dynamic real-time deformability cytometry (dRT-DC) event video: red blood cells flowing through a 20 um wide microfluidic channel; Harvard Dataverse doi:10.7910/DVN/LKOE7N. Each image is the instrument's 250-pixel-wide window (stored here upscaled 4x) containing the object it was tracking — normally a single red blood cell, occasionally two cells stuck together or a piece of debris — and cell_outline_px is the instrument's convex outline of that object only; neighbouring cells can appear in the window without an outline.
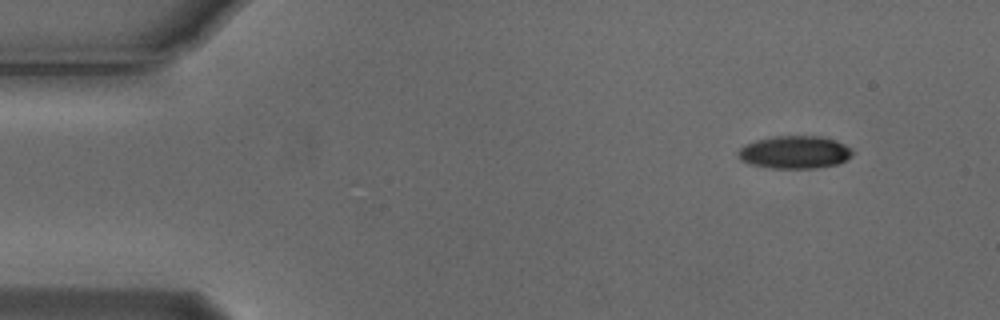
{"species": "Egyptian fruit bat (a non-hibernating species)", "species_latin": "Rousettus aegyptiacus", "temperature_condition": "cold", "stored_images_in_passage": 5, "camera_frame_rate_fps": 3000, "um_per_image_px": 0.085, "animal": {"sex": "male"}, "frame": {"image": 1, "passage_image": 1, "time_ms": 0.0, "image_size_px": [1000, 320], "cell_outline_px": [[852, 156], [840, 164], [816, 168], [772, 168], [748, 164], [740, 160], [736, 156], [736, 152], [744, 144], [756, 140], [772, 136], [820, 136], [836, 140], [844, 144], [852, 152]], "centroid_in_image_um": [67.5, 12.94], "position_along_channel_um": 17.5, "area_um2": 22.08}}
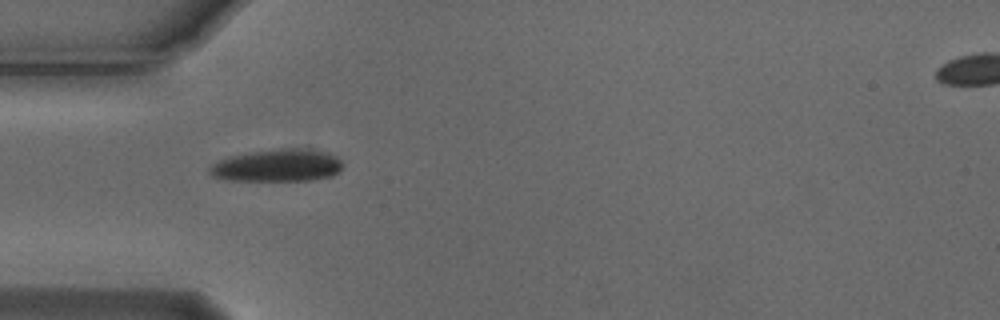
{"frame": {"image": 2, "passage_image": 4, "time_ms": 1.0, "image_size_px": [1000, 320], "cell_outline_px": [[340, 172], [332, 176], [312, 180], [228, 180], [212, 176], [208, 172], [208, 168], [212, 164], [228, 156], [252, 152], [280, 148], [296, 148], [328, 152], [336, 156], [340, 160]], "centroid_in_image_um": [23.56, 14.06], "position_along_channel_um": 61.4, "area_um2": 25.03}}
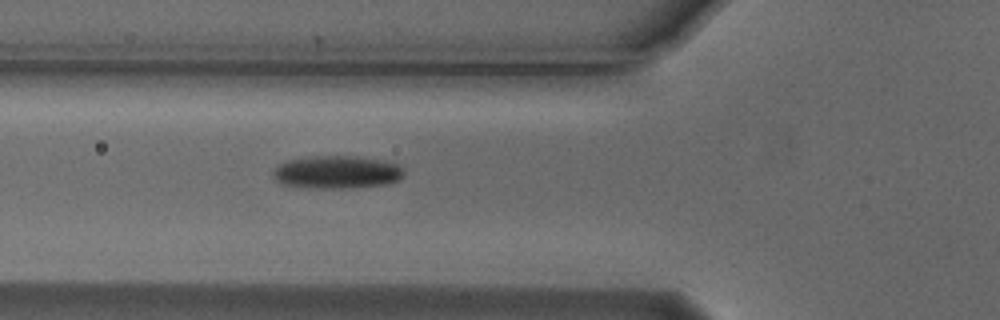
{"frame": {"image": 3, "passage_image": 5, "time_ms": 1.333, "image_size_px": [1000, 320], "cell_outline_px": [[404, 176], [388, 184], [348, 188], [312, 188], [280, 184], [272, 176], [272, 172], [280, 164], [288, 160], [312, 156], [356, 156], [380, 160], [396, 164], [404, 168]], "centroid_in_image_um": [28.62, 14.64], "position_along_channel_um": 97.2, "area_um2": 25.09}}